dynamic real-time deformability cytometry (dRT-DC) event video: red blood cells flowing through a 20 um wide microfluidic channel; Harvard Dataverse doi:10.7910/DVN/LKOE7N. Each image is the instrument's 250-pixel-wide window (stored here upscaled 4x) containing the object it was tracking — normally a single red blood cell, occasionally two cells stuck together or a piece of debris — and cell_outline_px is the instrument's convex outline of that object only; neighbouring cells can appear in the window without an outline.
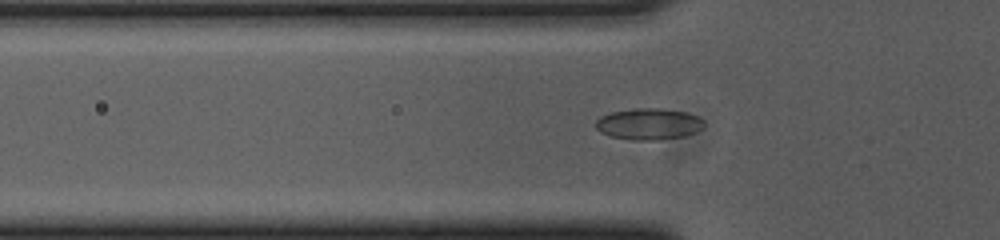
{"species": "common noctule bat (a hibernating species)", "species_latin": "Nyctalus noctula", "temperature_condition": "cold", "stored_images_in_passage": 47, "camera_frame_rate_fps": 3000, "um_per_image_px": 0.085, "animal": {"sex": "female", "body_mass_g": 23.0, "forearm_length_mm": 53.4}, "frame": {"image": 1, "passage_image": 17, "time_ms": 5.333, "image_size_px": [1000, 240], "cell_outline_px": [[704, 124], [696, 132], [684, 136], [656, 140], [632, 140], [612, 136], [600, 132], [596, 128], [596, 120], [600, 116], [612, 112], [636, 108], [660, 108], [684, 112], [696, 116], [704, 120]], "centroid_in_image_um": [55.12, 10.54], "position_along_channel_um": 70.7, "area_um2": 19.65}}
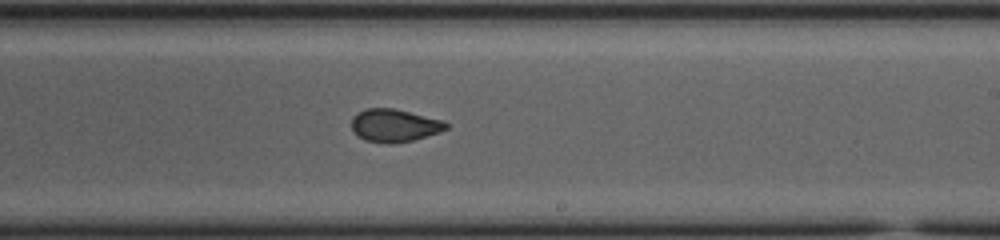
{"frame": {"image": 2, "passage_image": 32, "time_ms": 10.333, "image_size_px": [1000, 240], "cell_outline_px": [[448, 128], [440, 132], [412, 140], [392, 144], [384, 144], [364, 140], [352, 128], [352, 116], [368, 108], [392, 108], [444, 120], [448, 124]], "centroid_in_image_um": [33.54, 10.67], "position_along_channel_um": 255.5, "area_um2": 17.98}}
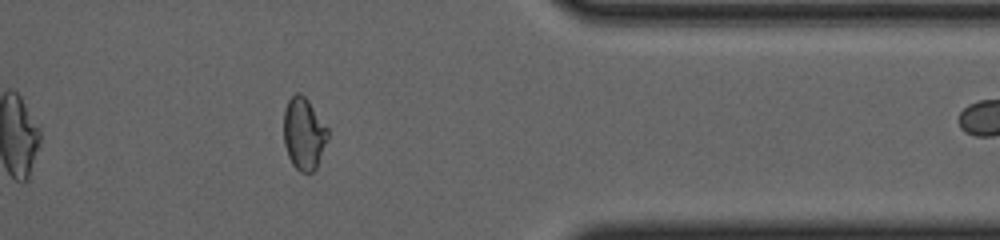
{"frame": {"image": 3, "passage_image": 44, "time_ms": 14.333, "image_size_px": [1000, 240], "cell_outline_px": [[328, 136], [316, 168], [312, 172], [300, 172], [292, 164], [288, 156], [284, 144], [284, 108], [288, 100], [296, 92], [300, 92], [308, 100], [328, 128]], "centroid_in_image_um": [25.81, 11.35], "position_along_channel_um": 385.6, "area_um2": 18.44}, "authors_computed_cell_mechanics": {"area_um2": 18.4382, "velocity_mm_per_s": 3.6846, "shape_relaxation_time_tau1_ms": null, "shape_relaxation_time_tau2_ms": 1.2183, "deformation_change_tau1": null, "deformation_change_tau2": 0.0705}}